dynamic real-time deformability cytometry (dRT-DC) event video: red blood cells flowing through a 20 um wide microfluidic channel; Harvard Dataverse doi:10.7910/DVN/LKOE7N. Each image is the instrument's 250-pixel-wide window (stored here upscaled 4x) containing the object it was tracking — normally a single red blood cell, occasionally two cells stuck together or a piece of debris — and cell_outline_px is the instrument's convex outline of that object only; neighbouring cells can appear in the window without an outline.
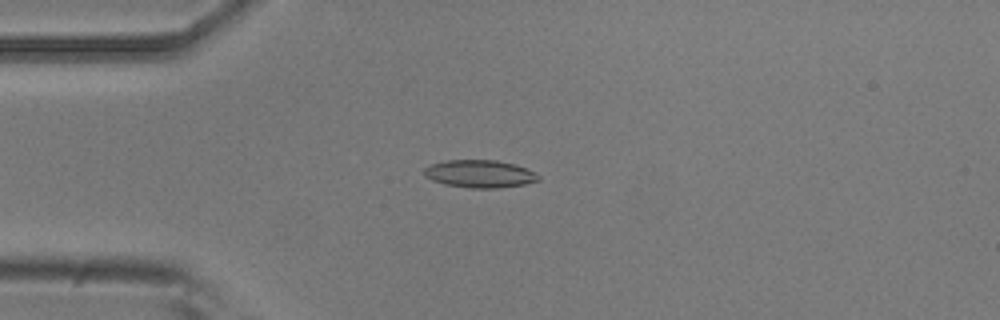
{"species": "common noctule bat (a hibernating species)", "species_latin": "Nyctalus noctula", "temperature_condition": "room temperature", "stored_images_in_passage": 3, "camera_frame_rate_fps": 3000, "um_per_image_px": 0.085, "animal": {"sex": "male", "body_mass_g": 20.5, "forearm_length_mm": 52.5}, "frame": {"image": 1, "passage_image": 3, "time_ms": 0.667, "image_size_px": [1000, 320], "cell_outline_px": [[540, 180], [524, 184], [500, 188], [468, 188], [444, 184], [432, 180], [424, 176], [424, 168], [432, 164], [448, 160], [496, 160], [516, 164], [540, 176]], "centroid_in_image_um": [40.76, 14.78], "position_along_channel_um": 44.2, "area_um2": 18.38}}